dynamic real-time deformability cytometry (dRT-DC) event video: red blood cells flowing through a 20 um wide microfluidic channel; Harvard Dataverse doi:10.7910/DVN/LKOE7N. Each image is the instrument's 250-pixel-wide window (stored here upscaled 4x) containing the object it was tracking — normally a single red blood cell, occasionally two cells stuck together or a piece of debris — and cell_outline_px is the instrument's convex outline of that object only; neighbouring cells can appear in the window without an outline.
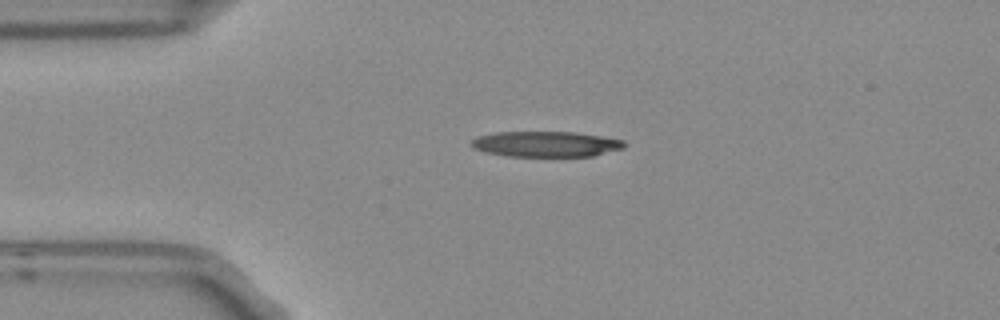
{"species": "Egyptian fruit bat (a non-hibernating species)", "species_latin": "Rousettus aegyptiacus", "temperature_condition": "room temperature", "stored_images_in_passage": 4, "camera_frame_rate_fps": 3000, "um_per_image_px": 0.085, "frame": {"image": 1, "passage_image": 1, "time_ms": 0.0, "image_size_px": [1000, 320], "cell_outline_px": [[628, 144], [624, 148], [592, 156], [508, 156], [488, 152], [476, 148], [472, 144], [472, 140], [476, 136], [496, 132], [576, 132], [624, 140]], "centroid_in_image_um": [46.46, 12.24], "position_along_channel_um": 38.5, "area_um2": 22.6}}